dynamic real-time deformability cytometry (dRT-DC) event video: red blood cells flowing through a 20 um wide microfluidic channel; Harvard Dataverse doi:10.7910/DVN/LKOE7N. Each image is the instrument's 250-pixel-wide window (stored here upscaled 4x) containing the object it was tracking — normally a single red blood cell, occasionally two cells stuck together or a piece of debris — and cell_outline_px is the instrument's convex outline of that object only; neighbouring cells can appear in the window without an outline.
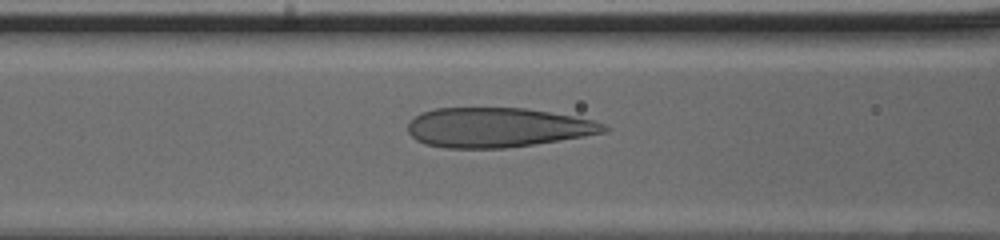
{"species": "human", "species_latin": "Homo sapiens", "temperature_condition": "cold", "stored_images_in_passage": 46, "camera_frame_rate_fps": 3000, "um_per_image_px": 0.085, "donor": {"sex": "male"}, "frame": {"image": 1, "passage_image": 21, "time_ms": 6.667, "image_size_px": [1000, 240], "cell_outline_px": [[612, 128], [608, 132], [560, 140], [504, 148], [444, 148], [424, 144], [416, 140], [408, 132], [408, 124], [420, 112], [436, 108], [524, 108], [572, 116], [592, 120], [604, 124]], "centroid_in_image_um": [42.27, 10.84], "position_along_channel_um": 124.3, "area_um2": 45.14}}
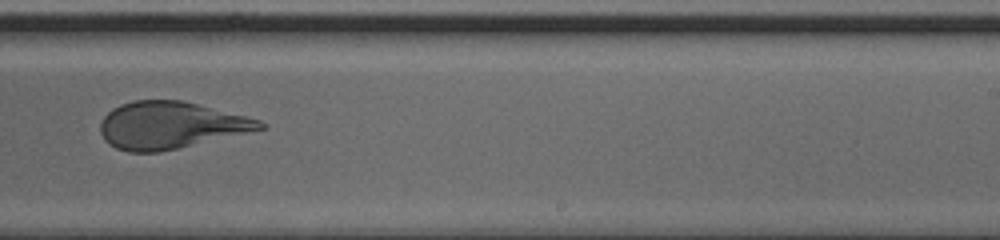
{"frame": {"image": 2, "passage_image": 31, "time_ms": 10.0, "image_size_px": [1000, 240], "cell_outline_px": [[264, 128], [160, 152], [128, 152], [116, 148], [108, 144], [104, 140], [100, 132], [100, 124], [104, 116], [112, 108], [120, 104], [132, 100], [180, 100], [248, 116], [260, 120], [264, 124]], "centroid_in_image_um": [14.42, 10.64], "position_along_channel_um": 274.6, "area_um2": 43.41}}
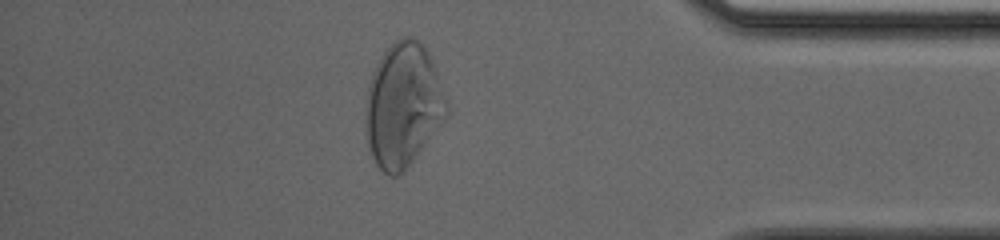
{"frame": {"image": 3, "passage_image": 41, "time_ms": 13.333, "image_size_px": [1000, 240], "cell_outline_px": [[448, 112], [444, 120], [412, 160], [396, 176], [388, 176], [376, 164], [368, 148], [364, 120], [364, 112], [368, 84], [372, 72], [380, 56], [400, 36], [412, 36], [428, 52], [432, 60], [448, 104]], "centroid_in_image_um": [34.22, 8.92], "position_along_channel_um": 401.0, "area_um2": 58.2}}